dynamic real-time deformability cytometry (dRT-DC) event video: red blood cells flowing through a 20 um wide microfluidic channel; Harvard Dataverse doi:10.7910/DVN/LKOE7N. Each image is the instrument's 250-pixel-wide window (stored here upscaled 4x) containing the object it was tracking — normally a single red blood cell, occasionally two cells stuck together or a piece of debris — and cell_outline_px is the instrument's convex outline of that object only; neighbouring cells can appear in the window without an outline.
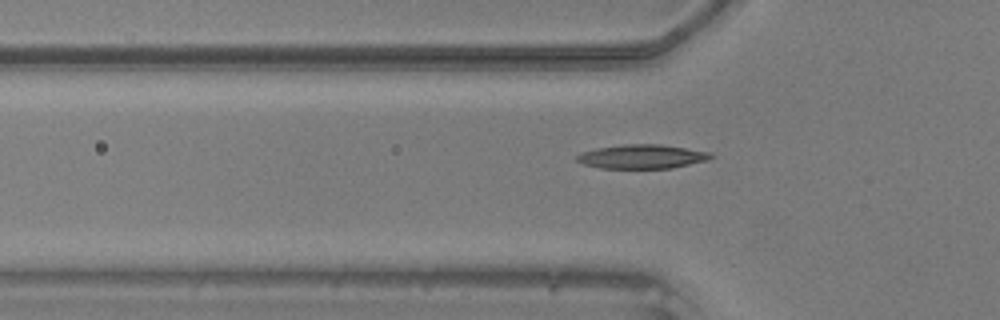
{"species": "common noctule bat (a hibernating species)", "species_latin": "Nyctalus noctula", "temperature_condition": "warm", "stored_images_in_passage": 14, "camera_frame_rate_fps": 3000, "um_per_image_px": 0.085, "animal": {"sex": "male", "body_mass_g": 20.5, "forearm_length_mm": 52.5}, "frame": {"image": 1, "passage_image": 6, "time_ms": 1.667, "image_size_px": [1000, 320], "cell_outline_px": [[716, 156], [708, 160], [672, 168], [600, 168], [584, 164], [576, 160], [576, 156], [584, 152], [596, 148], [624, 144], [660, 144], [712, 152]], "centroid_in_image_um": [54.63, 13.3], "position_along_channel_um": 71.2, "area_um2": 18.79}}
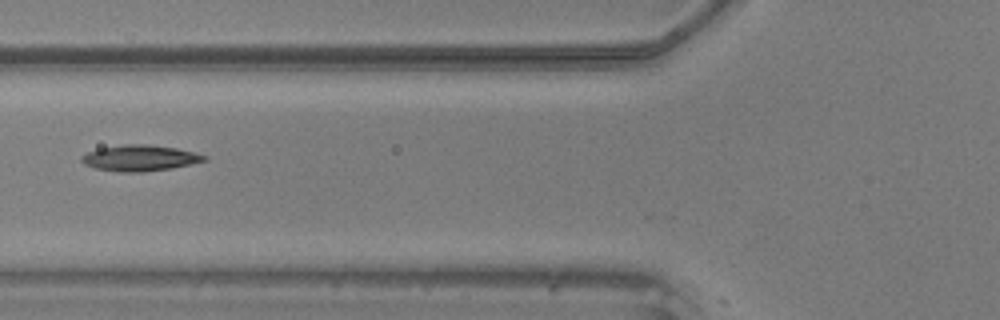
{"frame": {"image": 2, "passage_image": 9, "time_ms": 2.667, "image_size_px": [1000, 320], "cell_outline_px": [[208, 160], [172, 168], [144, 172], [116, 172], [96, 168], [84, 164], [80, 160], [80, 156], [88, 152], [100, 148], [124, 144], [144, 144], [176, 148], [208, 156]], "centroid_in_image_um": [11.87, 13.44], "position_along_channel_um": 113.9, "area_um2": 18.55}}
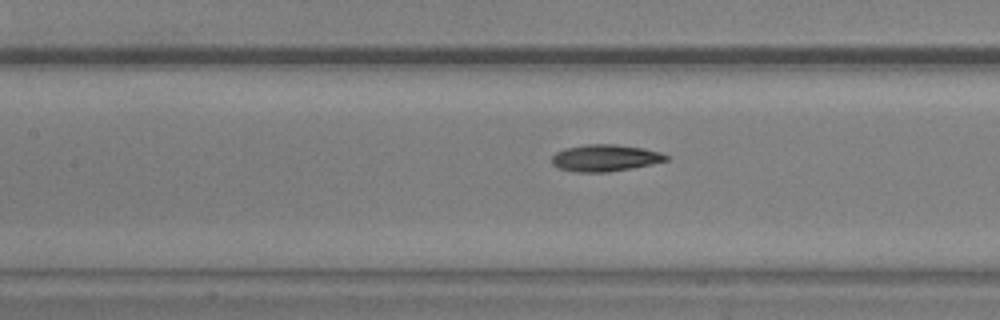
{"frame": {"image": 3, "passage_image": 12, "time_ms": 3.667, "image_size_px": [1000, 320], "cell_outline_px": [[668, 160], [652, 164], [632, 168], [608, 172], [576, 172], [560, 168], [552, 164], [552, 156], [556, 152], [564, 148], [584, 144], [616, 144], [644, 148], [660, 152], [668, 156]], "centroid_in_image_um": [51.43, 13.42], "position_along_channel_um": 156.0, "area_um2": 17.92}}